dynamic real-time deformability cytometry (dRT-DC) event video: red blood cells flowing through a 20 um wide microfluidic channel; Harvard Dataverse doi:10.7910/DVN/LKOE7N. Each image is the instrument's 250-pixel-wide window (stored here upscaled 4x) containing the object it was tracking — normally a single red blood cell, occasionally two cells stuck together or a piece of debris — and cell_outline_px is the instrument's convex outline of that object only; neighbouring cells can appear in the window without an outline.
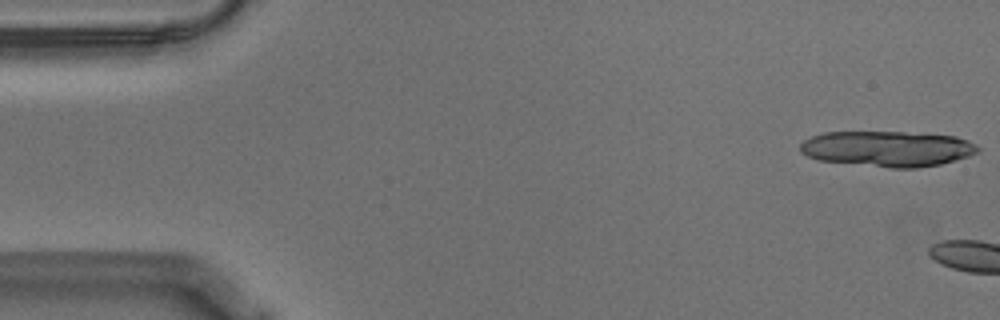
{"species": "Egyptian fruit bat (a non-hibernating species)", "species_latin": "Rousettus aegyptiacus", "temperature_condition": "warm", "stored_images_in_passage": 4, "camera_frame_rate_fps": 3000, "um_per_image_px": 0.085, "animal": {"sex": "male"}, "frame": {"image": 1, "passage_image": 1, "time_ms": 0.0, "image_size_px": [1000, 320], "cell_outline_px": [[980, 152], [968, 156], [940, 164], [916, 168], [892, 168], [816, 160], [800, 152], [800, 144], [804, 140], [812, 136], [824, 132], [904, 132], [956, 136], [968, 140], [976, 144], [980, 148]], "centroid_in_image_um": [75.44, 12.64], "position_along_channel_um": 9.6, "area_um2": 36.99}}